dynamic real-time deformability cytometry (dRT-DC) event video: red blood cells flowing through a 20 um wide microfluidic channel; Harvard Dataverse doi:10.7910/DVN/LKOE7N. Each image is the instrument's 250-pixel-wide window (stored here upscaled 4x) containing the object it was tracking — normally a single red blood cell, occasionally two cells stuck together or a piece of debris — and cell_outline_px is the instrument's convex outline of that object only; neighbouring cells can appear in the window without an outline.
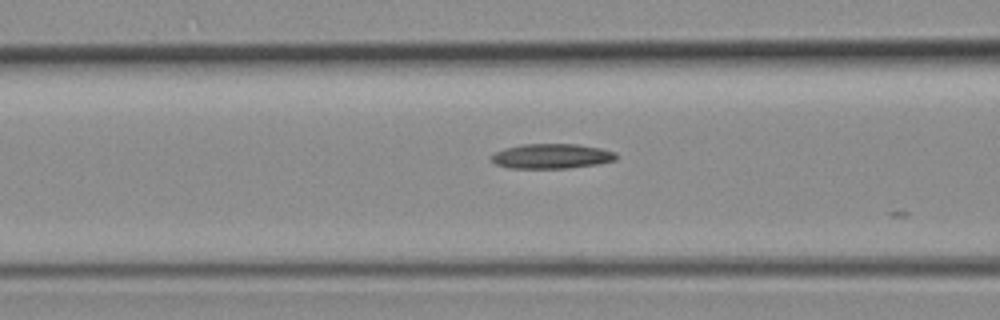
{"species": "common noctule bat (a hibernating species)", "species_latin": "Nyctalus noctula", "temperature_condition": "room temperature", "stored_images_in_passage": 7, "segment_of_instrument_passage": [2, 2], "camera_frame_rate_fps": 3000, "um_per_image_px": 0.085, "animal": {"sex": "female", "body_mass_g": 19.3, "forearm_length_mm": 54.1}, "frame": {"image": 1, "passage_image": 7, "time_ms": 7.667, "image_size_px": [1000, 320], "cell_outline_px": [[616, 160], [596, 164], [568, 168], [508, 168], [496, 164], [492, 160], [492, 152], [504, 148], [520, 144], [576, 144], [600, 148], [616, 152]], "centroid_in_image_um": [46.85, 13.27], "position_along_channel_um": 119.7, "area_um2": 18.09}}